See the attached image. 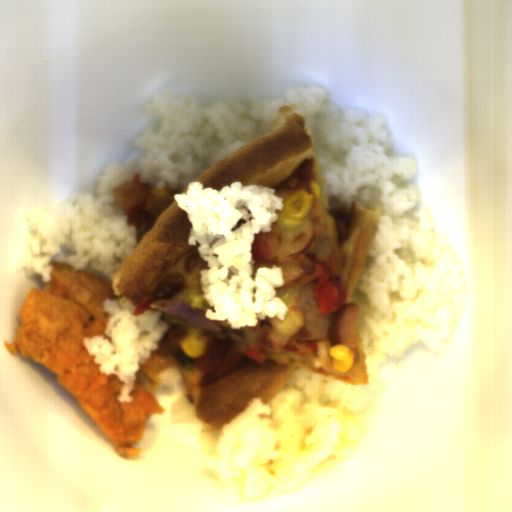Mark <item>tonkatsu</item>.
Masks as SVG:
<instances>
[{
    "label": "tonkatsu",
    "instance_id": "d4beea91",
    "mask_svg": "<svg viewBox=\"0 0 512 512\" xmlns=\"http://www.w3.org/2000/svg\"><path fill=\"white\" fill-rule=\"evenodd\" d=\"M50 280L43 289L32 288L17 309L14 343L3 341L10 355L31 359L56 374V381L96 423L117 454L133 460L141 448L132 447L144 436L148 420L167 410L158 400L160 373L171 361L159 345L140 364L132 388V401L120 402L125 384L117 374L100 373L96 356L89 354L83 337L103 336L110 313L103 300H119L112 282L69 263L50 260Z\"/></svg>",
    "mask_w": 512,
    "mask_h": 512
}]
</instances>
